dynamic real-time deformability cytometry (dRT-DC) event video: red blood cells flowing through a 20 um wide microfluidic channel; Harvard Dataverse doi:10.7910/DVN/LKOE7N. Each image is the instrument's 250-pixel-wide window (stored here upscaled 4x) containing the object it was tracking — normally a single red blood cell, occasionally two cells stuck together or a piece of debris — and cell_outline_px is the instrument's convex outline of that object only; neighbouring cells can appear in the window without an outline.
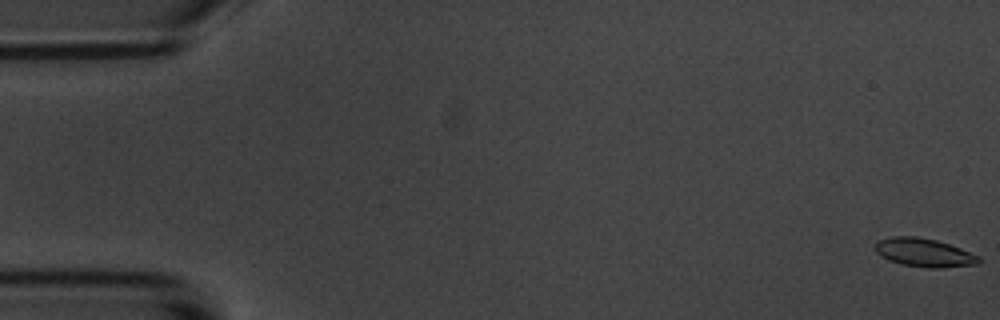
{"species": "common noctule bat (a hibernating species)", "species_latin": "Nyctalus noctula", "temperature_condition": "room temperature", "stored_images_in_passage": 57, "camera_frame_rate_fps": 3000, "um_per_image_px": 0.085, "animal": {"sex": "male", "body_mass_g": 20.1, "forearm_length_mm": 53.5}, "frame": {"image": 1, "passage_image": 1, "time_ms": 0.0, "image_size_px": [1000, 320], "cell_outline_px": [[980, 264], [940, 268], [928, 268], [900, 264], [888, 260], [880, 256], [876, 252], [876, 244], [880, 240], [892, 236], [916, 236], [936, 240], [960, 248], [980, 256]], "centroid_in_image_um": [78.56, 21.48], "position_along_channel_um": 6.4, "area_um2": 17.22}}
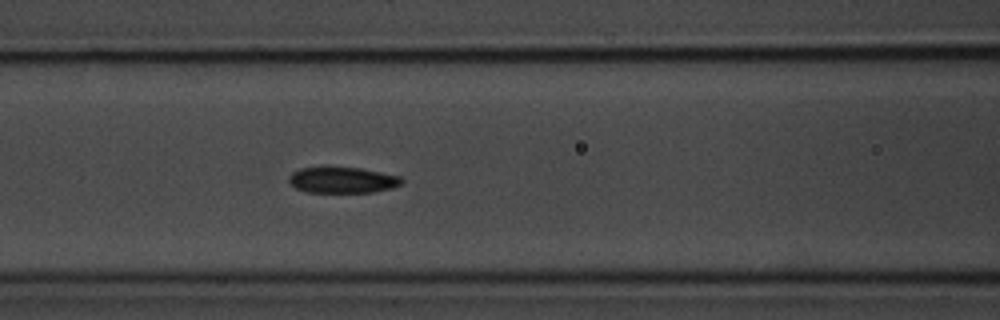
{"frame": {"image": 2, "passage_image": 24, "time_ms": 7.667, "image_size_px": [1000, 320], "cell_outline_px": [[404, 180], [400, 184], [392, 188], [372, 192], [308, 192], [296, 188], [288, 180], [288, 176], [292, 172], [300, 168], [360, 168], [400, 176]], "centroid_in_image_um": [29.11, 15.31], "position_along_channel_um": 137.5, "area_um2": 16.82}}
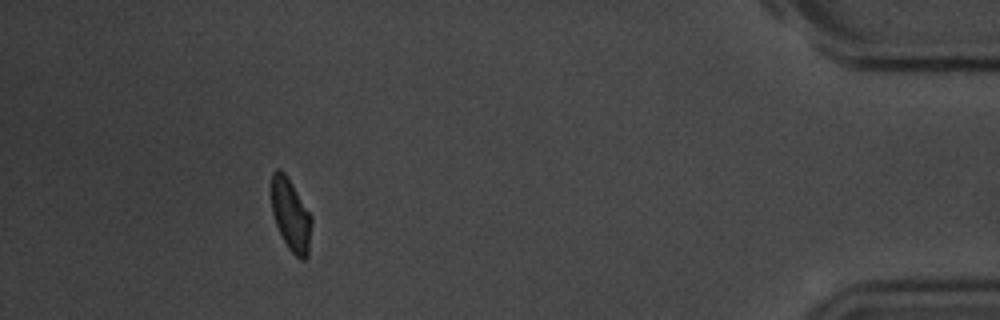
{"frame": {"image": 3, "passage_image": 52, "time_ms": 17.0, "image_size_px": [1000, 320], "cell_outline_px": [[312, 224], [308, 256], [304, 260], [300, 260], [288, 248], [276, 224], [272, 212], [272, 172], [276, 168], [280, 168], [284, 172], [312, 216]], "centroid_in_image_um": [24.73, 18.29], "position_along_channel_um": 410.5, "area_um2": 16.76}, "authors_computed_cell_mechanics": {"area_um2": 17.3978, "velocity_mm_per_s": 3.5524, "shape_relaxation_time_tau1_ms": 4.172, "shape_relaxation_time_tau2_ms": 4.9164, "deformation_change_tau1": 0.1164, "deformation_change_tau2": 0.088}}